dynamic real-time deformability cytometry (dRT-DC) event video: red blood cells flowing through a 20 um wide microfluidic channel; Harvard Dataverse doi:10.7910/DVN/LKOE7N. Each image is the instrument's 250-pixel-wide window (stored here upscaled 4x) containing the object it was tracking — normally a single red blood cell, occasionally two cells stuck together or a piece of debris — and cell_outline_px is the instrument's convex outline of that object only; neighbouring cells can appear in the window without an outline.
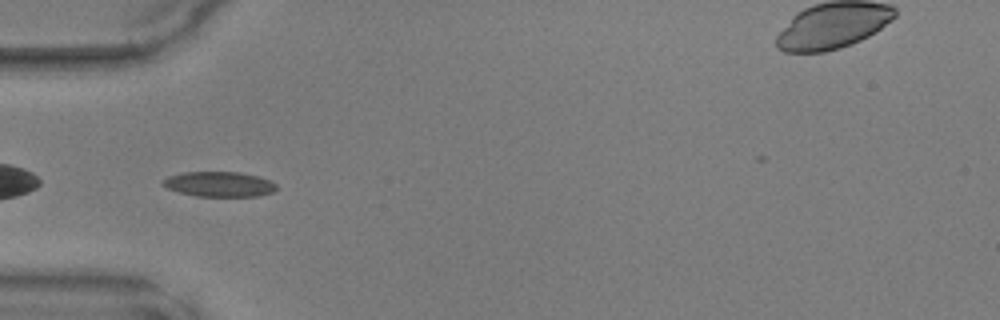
{"species": "common noctule bat (a hibernating species)", "species_latin": "Nyctalus noctula", "temperature_condition": "warm", "stored_images_in_passage": 32, "camera_frame_rate_fps": 3000, "um_per_image_px": 0.085, "animal": {"sex": "male", "body_mass_g": 17.9, "forearm_length_mm": 54.2}, "frame": {"image": 1, "passage_image": 1, "time_ms": 0.0, "image_size_px": [1000, 320], "cell_outline_px": [[276, 188], [272, 192], [260, 196], [196, 196], [180, 192], [168, 188], [160, 184], [168, 176], [184, 172], [240, 172], [256, 176], [268, 180], [276, 184]], "centroid_in_image_um": [18.62, 15.65], "position_along_channel_um": 66.4, "area_um2": 16.42}}
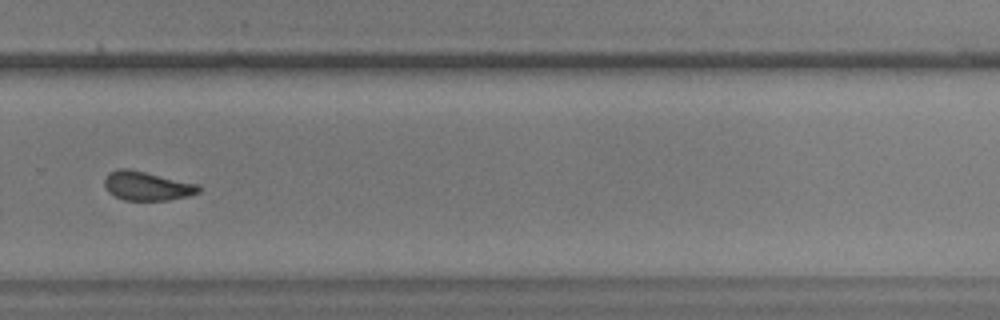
{"frame": {"image": 2, "passage_image": 19, "time_ms": 6.0, "image_size_px": [1000, 320], "cell_outline_px": [[200, 192], [188, 196], [168, 200], [124, 200], [108, 192], [104, 184], [104, 180], [108, 172], [120, 168], [128, 168], [200, 184]], "centroid_in_image_um": [12.5, 15.79], "position_along_channel_um": 317.3, "area_um2": 16.01}}